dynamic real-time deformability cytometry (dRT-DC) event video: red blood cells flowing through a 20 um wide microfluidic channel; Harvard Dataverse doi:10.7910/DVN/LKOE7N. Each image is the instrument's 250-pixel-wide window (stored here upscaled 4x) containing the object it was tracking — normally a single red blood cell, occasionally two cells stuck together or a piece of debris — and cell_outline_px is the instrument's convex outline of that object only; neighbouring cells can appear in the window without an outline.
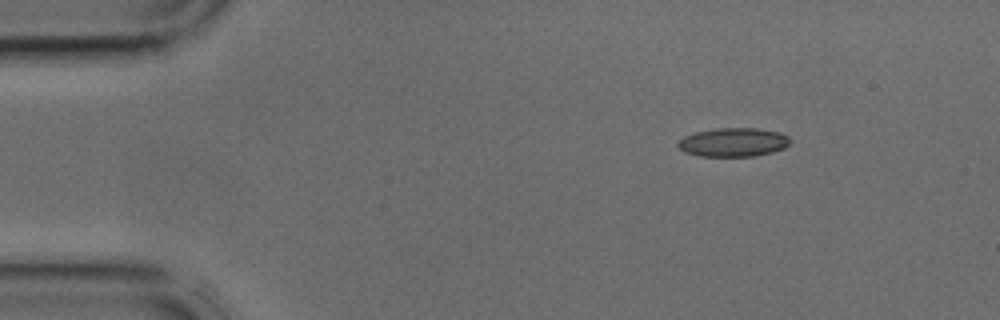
{"species": "common noctule bat (a hibernating species)", "species_latin": "Nyctalus noctula", "temperature_condition": "cold", "stored_images_in_passage": 3, "camera_frame_rate_fps": 3000, "um_per_image_px": 0.085, "animal": {"sex": "male", "body_mass_g": 17.9, "forearm_length_mm": 54.2}, "frame": {"image": 1, "passage_image": 1, "time_ms": 0.0, "image_size_px": [1000, 320], "cell_outline_px": [[792, 140], [784, 148], [772, 152], [752, 156], [700, 156], [684, 152], [676, 144], [684, 136], [696, 132], [716, 128], [756, 128], [780, 132], [788, 136]], "centroid_in_image_um": [62.34, 12.09], "position_along_channel_um": 22.7, "area_um2": 18.79}}
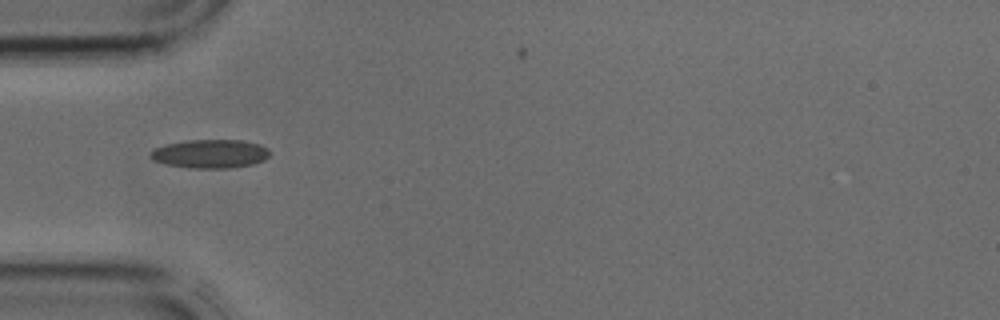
{"frame": {"image": 2, "passage_image": 3, "time_ms": 0.667, "image_size_px": [1000, 320], "cell_outline_px": [[268, 156], [264, 160], [252, 164], [228, 168], [196, 168], [168, 164], [152, 160], [148, 156], [156, 148], [168, 144], [188, 140], [244, 140], [260, 144], [268, 148]], "centroid_in_image_um": [17.9, 13.06], "position_along_channel_um": 67.1, "area_um2": 19.65}}